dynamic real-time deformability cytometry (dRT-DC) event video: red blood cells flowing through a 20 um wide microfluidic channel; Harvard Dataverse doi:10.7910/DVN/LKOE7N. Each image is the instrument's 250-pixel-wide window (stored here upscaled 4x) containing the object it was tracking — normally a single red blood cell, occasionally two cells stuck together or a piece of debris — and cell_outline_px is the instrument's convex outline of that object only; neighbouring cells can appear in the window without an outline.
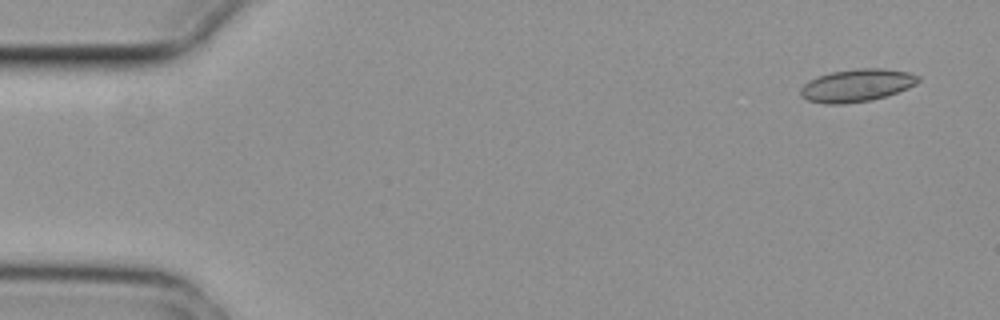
{"species": "common noctule bat (a hibernating species)", "species_latin": "Nyctalus noctula", "temperature_condition": "cold", "stored_images_in_passage": 3, "camera_frame_rate_fps": 3000, "um_per_image_px": 0.085, "animal": {"sex": "female", "body_mass_g": 29.2, "forearm_length_mm": 56.3}, "frame": {"image": 1, "passage_image": 1, "time_ms": 0.0, "image_size_px": [1000, 320], "cell_outline_px": [[920, 80], [916, 84], [908, 88], [872, 100], [844, 104], [824, 104], [808, 100], [800, 96], [800, 88], [808, 80], [832, 72], [856, 68], [884, 68], [908, 72], [920, 76]], "centroid_in_image_um": [72.82, 7.26], "position_along_channel_um": 12.2, "area_um2": 22.43}}
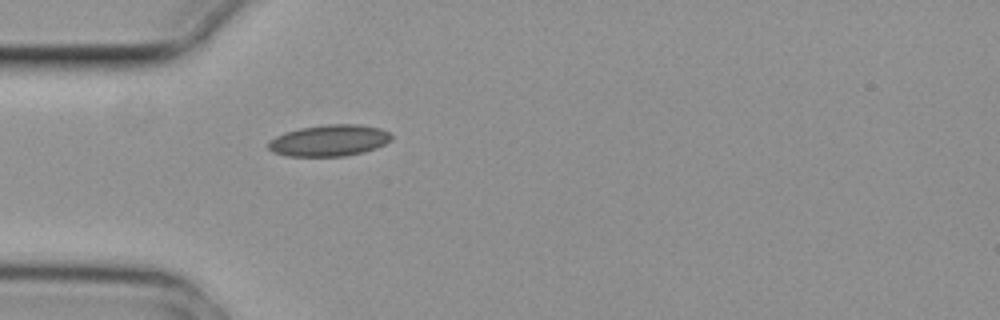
{"frame": {"image": 2, "passage_image": 3, "time_ms": 0.667, "image_size_px": [1000, 320], "cell_outline_px": [[392, 140], [376, 148], [364, 152], [344, 156], [288, 156], [276, 152], [268, 148], [268, 140], [284, 132], [300, 128], [328, 124], [360, 124], [380, 128], [388, 132], [392, 136]], "centroid_in_image_um": [28.0, 11.93], "position_along_channel_um": 57.0, "area_um2": 22.54}}